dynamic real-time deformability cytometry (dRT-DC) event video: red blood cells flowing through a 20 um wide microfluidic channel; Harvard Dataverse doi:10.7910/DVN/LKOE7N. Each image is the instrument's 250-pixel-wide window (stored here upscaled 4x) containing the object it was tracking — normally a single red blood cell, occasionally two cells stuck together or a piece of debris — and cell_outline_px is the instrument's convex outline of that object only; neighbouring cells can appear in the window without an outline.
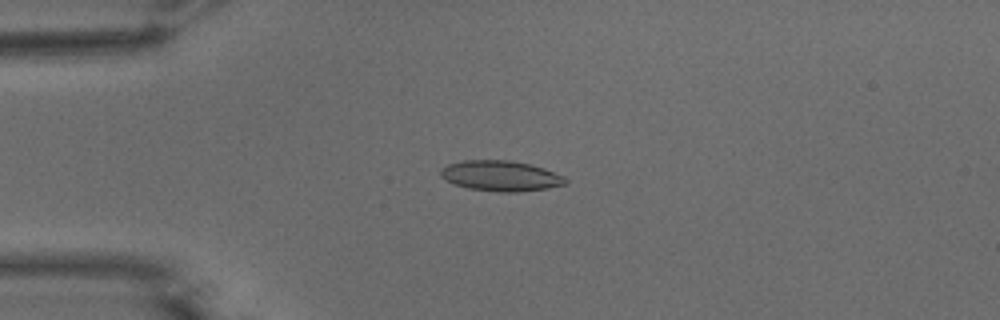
{"species": "common noctule bat (a hibernating species)", "species_latin": "Nyctalus noctula", "temperature_condition": "warm", "stored_images_in_passage": 54, "camera_frame_rate_fps": 3000, "um_per_image_px": 0.085, "animal": {"sex": "male", "body_mass_g": 15.6}, "frame": {"image": 1, "passage_image": 14, "time_ms": 4.333, "image_size_px": [1000, 320], "cell_outline_px": [[568, 184], [548, 188], [516, 192], [496, 192], [468, 188], [456, 184], [440, 176], [440, 168], [448, 164], [464, 160], [508, 160], [528, 164], [544, 168], [564, 176], [568, 180]], "centroid_in_image_um": [42.58, 14.95], "position_along_channel_um": 42.4, "area_um2": 22.14}}
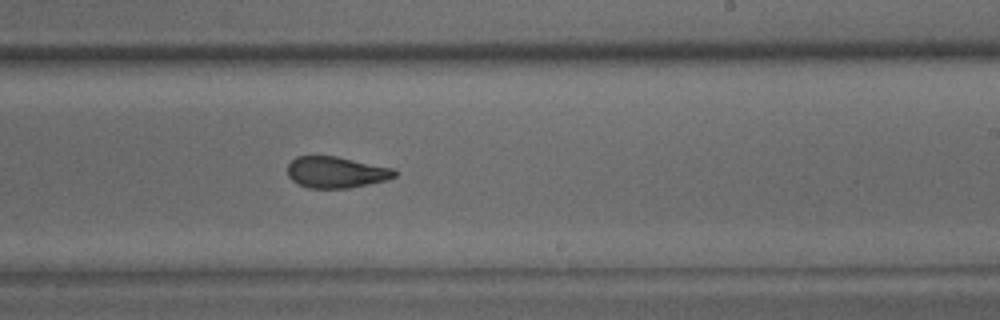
{"frame": {"image": 2, "passage_image": 33, "time_ms": 10.667, "image_size_px": [1000, 320], "cell_outline_px": [[400, 172], [396, 176], [388, 180], [348, 188], [308, 188], [296, 184], [288, 176], [288, 164], [296, 156], [336, 156], [396, 168]], "centroid_in_image_um": [28.62, 14.64], "position_along_channel_um": 260.4, "area_um2": 19.88}}
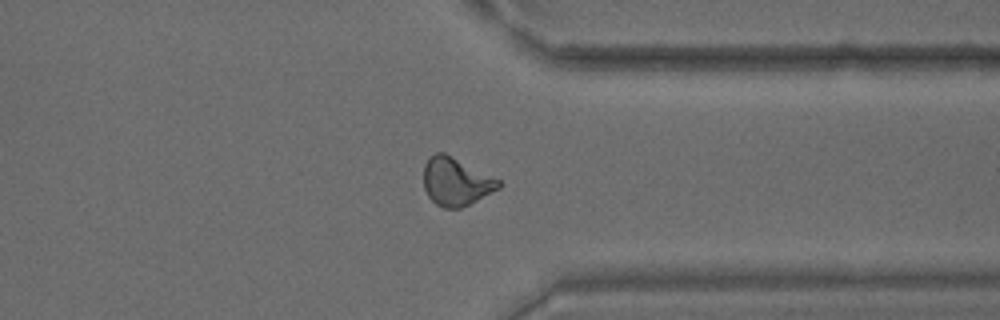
{"frame": {"image": 3, "passage_image": 42, "time_ms": 13.667, "image_size_px": [1000, 320], "cell_outline_px": [[504, 184], [500, 188], [460, 208], [444, 208], [436, 204], [428, 196], [424, 188], [424, 164], [428, 156], [436, 152], [444, 152], [500, 180]], "centroid_in_image_um": [38.74, 15.42], "position_along_channel_um": 372.7, "area_um2": 20.92}, "authors_computed_cell_mechanics": {"area_um2": 20.7213, "velocity_mm_per_s": 3.8139, "shape_relaxation_time_tau1_ms": 8.3444, "shape_relaxation_time_tau2_ms": 1.7604, "deformation_change_tau1": 0.2168, "deformation_change_tau2": 0.081}}